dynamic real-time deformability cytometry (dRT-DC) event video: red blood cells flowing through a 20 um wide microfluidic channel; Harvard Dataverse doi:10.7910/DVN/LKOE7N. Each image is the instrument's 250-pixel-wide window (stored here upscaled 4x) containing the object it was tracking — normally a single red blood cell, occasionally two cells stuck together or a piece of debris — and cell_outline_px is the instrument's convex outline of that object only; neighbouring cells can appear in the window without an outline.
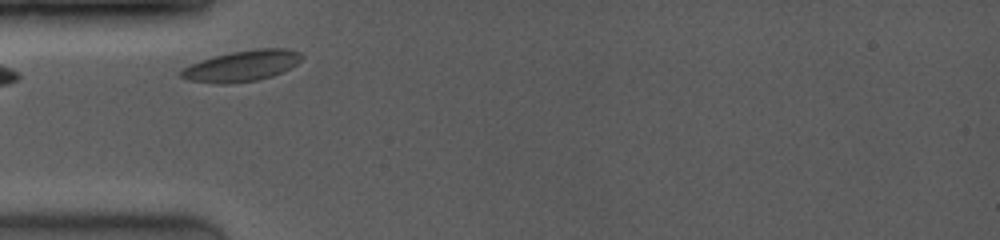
{"species": "common noctule bat (a hibernating species)", "species_latin": "Nyctalus noctula", "temperature_condition": "room temperature", "stored_images_in_passage": 9, "camera_frame_rate_fps": 4000, "um_per_image_px": 0.085, "animal": {"sex": "female", "body_mass_g": 19.0, "forearm_length_mm": 53.3}, "frame": {"image": 1, "passage_image": 1, "time_ms": 0.0, "image_size_px": [1000, 240], "cell_outline_px": [[304, 56], [296, 64], [272, 76], [256, 80], [224, 84], [192, 80], [180, 76], [180, 72], [184, 68], [192, 64], [216, 56], [232, 52], [260, 48], [284, 48], [300, 52]], "centroid_in_image_um": [20.61, 5.59], "position_along_channel_um": 64.4, "area_um2": 21.04}}
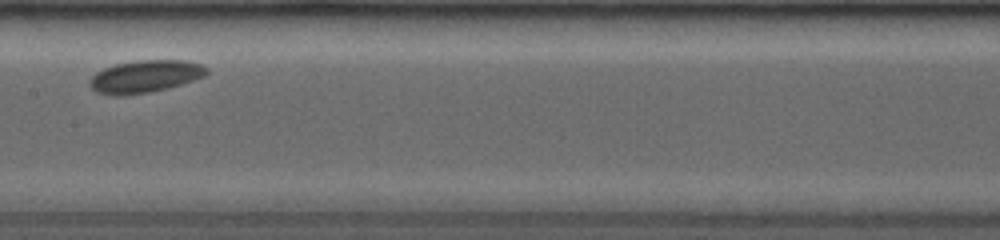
{"frame": {"image": 2, "passage_image": 4, "time_ms": 0.75, "image_size_px": [1000, 240], "cell_outline_px": [[208, 72], [204, 76], [180, 84], [148, 92], [116, 96], [96, 92], [88, 84], [92, 76], [96, 72], [104, 68], [116, 64], [136, 60], [184, 60], [200, 64]], "centroid_in_image_um": [12.27, 6.49], "position_along_channel_um": 195.1, "area_um2": 21.68}}
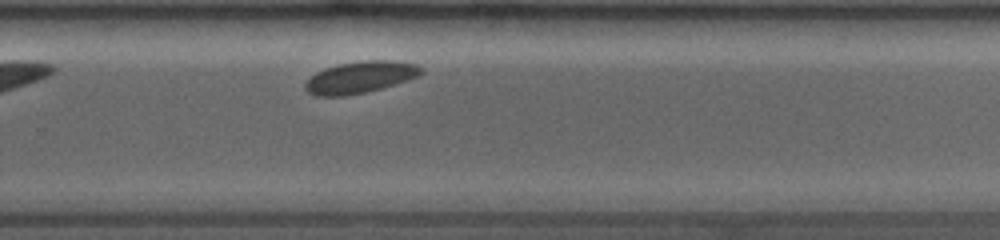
{"frame": {"image": 3, "passage_image": 9, "time_ms": 2.0, "image_size_px": [1000, 240], "cell_outline_px": [[424, 72], [416, 76], [380, 88], [364, 92], [344, 96], [316, 96], [308, 92], [304, 88], [304, 84], [316, 72], [340, 64], [368, 60], [388, 60], [416, 64]], "centroid_in_image_um": [30.56, 6.57], "position_along_channel_um": 299.2, "area_um2": 20.81}}